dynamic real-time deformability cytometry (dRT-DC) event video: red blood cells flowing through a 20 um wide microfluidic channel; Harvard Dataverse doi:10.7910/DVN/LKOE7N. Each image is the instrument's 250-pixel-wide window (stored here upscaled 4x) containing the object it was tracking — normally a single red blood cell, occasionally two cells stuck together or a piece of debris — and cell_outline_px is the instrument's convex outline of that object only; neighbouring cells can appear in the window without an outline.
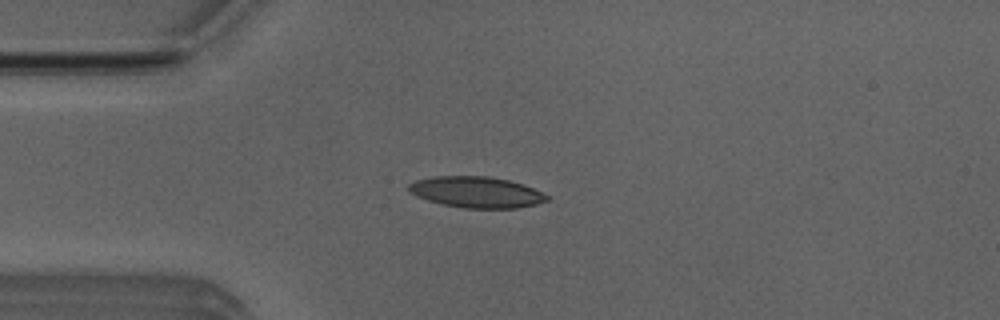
{"species": "Egyptian fruit bat (a non-hibernating species)", "species_latin": "Rousettus aegyptiacus", "temperature_condition": "room temperature", "stored_images_in_passage": 32, "camera_frame_rate_fps": 3000, "um_per_image_px": 0.085, "animal": {"sex": "male"}, "frame": {"image": 1, "passage_image": 9, "time_ms": 2.667, "image_size_px": [1000, 320], "cell_outline_px": [[552, 196], [548, 200], [536, 204], [516, 208], [464, 208], [444, 204], [428, 200], [416, 196], [408, 192], [408, 184], [416, 180], [432, 176], [488, 176], [508, 180], [532, 188]], "centroid_in_image_um": [40.48, 16.33], "position_along_channel_um": 44.5, "area_um2": 24.97}}
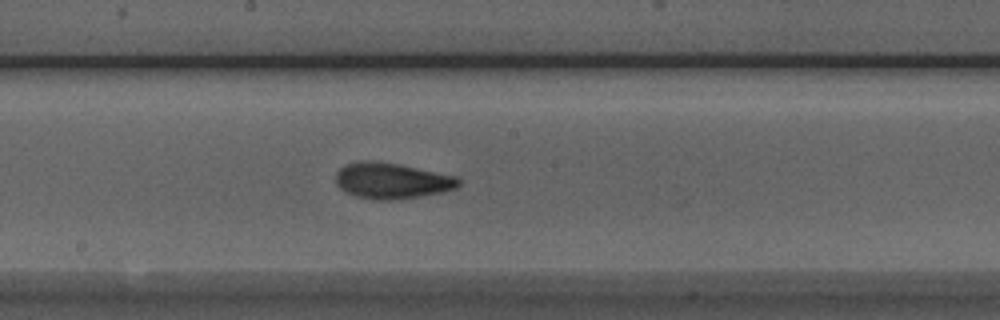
{"frame": {"image": 2, "passage_image": 23, "time_ms": 7.333, "image_size_px": [1000, 320], "cell_outline_px": [[460, 184], [456, 188], [444, 192], [420, 196], [388, 200], [376, 200], [356, 196], [340, 188], [336, 184], [336, 172], [340, 168], [348, 164], [360, 160], [372, 160], [400, 164], [456, 176], [460, 180]], "centroid_in_image_um": [33.31, 15.35], "position_along_channel_um": 214.9, "area_um2": 25.66}}
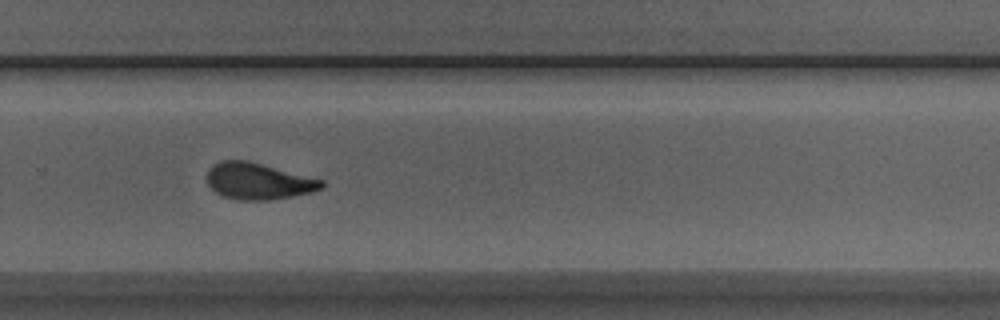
{"frame": {"image": 3, "passage_image": 30, "time_ms": 9.667, "image_size_px": [1000, 320], "cell_outline_px": [[324, 188], [312, 192], [292, 196], [268, 200], [240, 200], [220, 196], [208, 184], [208, 168], [212, 164], [220, 160], [248, 160], [324, 180]], "centroid_in_image_um": [21.95, 15.39], "position_along_channel_um": 307.8, "area_um2": 24.51}}